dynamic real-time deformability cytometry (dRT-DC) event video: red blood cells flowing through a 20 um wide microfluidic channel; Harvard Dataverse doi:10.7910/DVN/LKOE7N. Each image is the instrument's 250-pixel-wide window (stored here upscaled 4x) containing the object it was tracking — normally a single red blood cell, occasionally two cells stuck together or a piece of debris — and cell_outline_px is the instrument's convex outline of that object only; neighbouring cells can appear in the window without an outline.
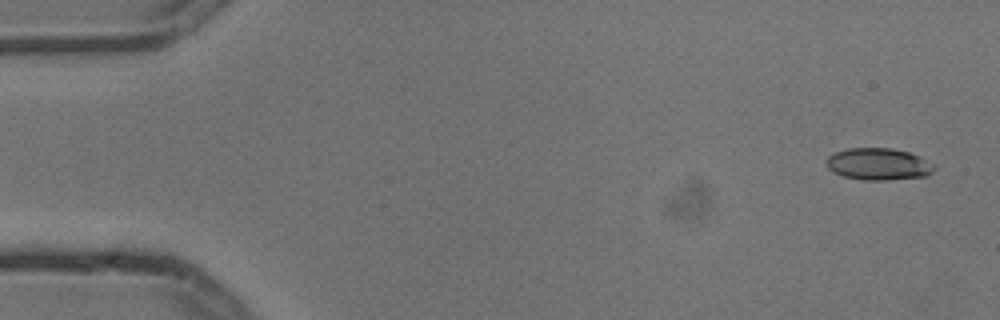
{"species": "common noctule bat (a hibernating species)", "species_latin": "Nyctalus noctula", "temperature_condition": "cold", "stored_images_in_passage": 4, "camera_frame_rate_fps": 3000, "um_per_image_px": 0.085, "animal": {"sex": "male", "body_mass_g": 13.3}, "frame": {"image": 1, "passage_image": 1, "time_ms": 0.0, "image_size_px": [1000, 320], "cell_outline_px": [[936, 168], [932, 172], [924, 176], [888, 180], [864, 180], [844, 176], [832, 172], [824, 164], [828, 156], [836, 152], [848, 148], [888, 148], [908, 152], [920, 156], [936, 164]], "centroid_in_image_um": [74.67, 13.95], "position_along_channel_um": 10.3, "area_um2": 20.17}}